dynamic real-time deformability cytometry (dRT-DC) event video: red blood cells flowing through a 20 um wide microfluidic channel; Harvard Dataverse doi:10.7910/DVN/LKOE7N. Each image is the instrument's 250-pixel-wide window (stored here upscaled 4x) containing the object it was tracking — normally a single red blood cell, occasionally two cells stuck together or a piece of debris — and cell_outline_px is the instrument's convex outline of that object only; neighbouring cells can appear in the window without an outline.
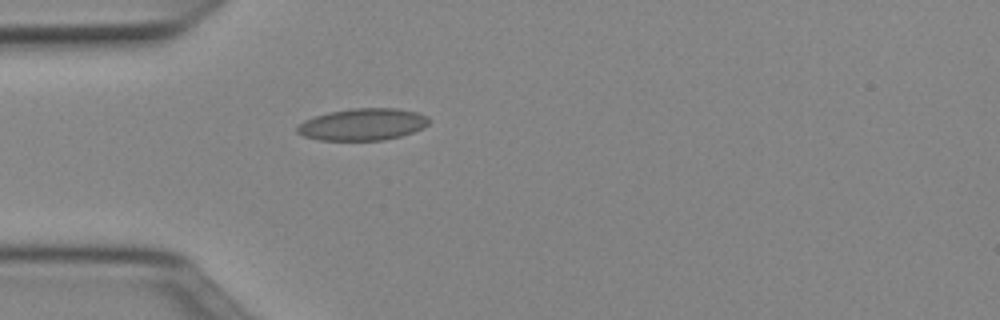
{"species": "Egyptian fruit bat (a non-hibernating species)", "species_latin": "Rousettus aegyptiacus", "temperature_condition": "cold", "stored_images_in_passage": 37, "camera_frame_rate_fps": 3000, "um_per_image_px": 0.085, "animal": {"sex": "female"}, "frame": {"image": 1, "passage_image": 1, "time_ms": 0.0, "image_size_px": [1000, 320], "cell_outline_px": [[432, 120], [424, 128], [400, 136], [384, 140], [320, 140], [304, 136], [296, 132], [296, 128], [304, 120], [328, 112], [352, 108], [396, 108], [416, 112], [428, 116]], "centroid_in_image_um": [30.85, 10.57], "position_along_channel_um": 54.1, "area_um2": 24.57}}
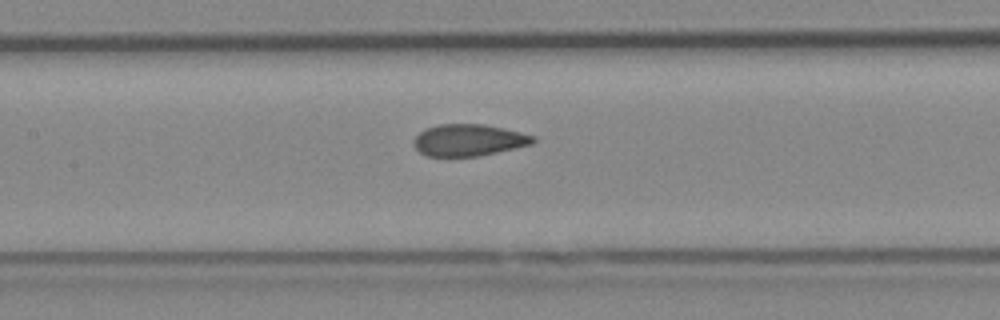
{"frame": {"image": 2, "passage_image": 10, "time_ms": 3.0, "image_size_px": [1000, 320], "cell_outline_px": [[536, 140], [532, 144], [480, 156], [428, 156], [420, 152], [412, 144], [412, 140], [420, 132], [428, 128], [440, 124], [484, 124], [504, 128], [536, 136]], "centroid_in_image_um": [39.85, 11.91], "position_along_channel_um": 167.6, "area_um2": 22.08}}
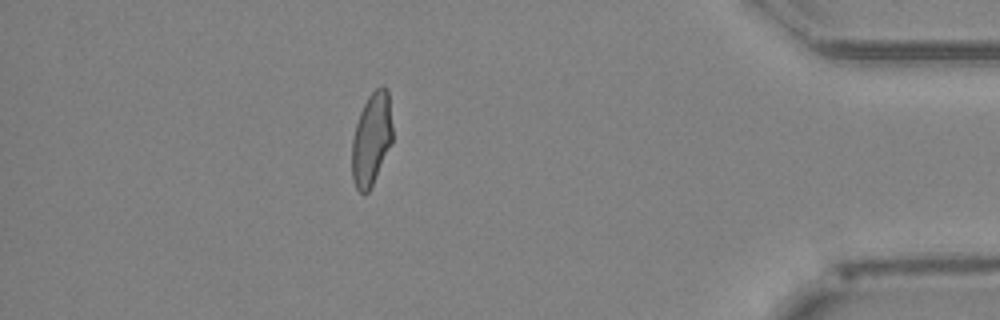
{"frame": {"image": 3, "passage_image": 31, "time_ms": 10.0, "image_size_px": [1000, 320], "cell_outline_px": [[392, 144], [368, 192], [360, 192], [356, 188], [352, 180], [352, 140], [356, 124], [360, 112], [368, 96], [380, 84], [384, 84], [388, 88], [392, 124]], "centroid_in_image_um": [31.59, 11.77], "position_along_channel_um": 403.6, "area_um2": 22.02}, "authors_computed_cell_mechanics": {"area_um2": 22.4842, "velocity_mm_per_s": 3.9987, "shape_relaxation_time_tau1_ms": null, "shape_relaxation_time_tau2_ms": 1.0557, "deformation_change_tau1": null, "deformation_change_tau2": 0.0615}}